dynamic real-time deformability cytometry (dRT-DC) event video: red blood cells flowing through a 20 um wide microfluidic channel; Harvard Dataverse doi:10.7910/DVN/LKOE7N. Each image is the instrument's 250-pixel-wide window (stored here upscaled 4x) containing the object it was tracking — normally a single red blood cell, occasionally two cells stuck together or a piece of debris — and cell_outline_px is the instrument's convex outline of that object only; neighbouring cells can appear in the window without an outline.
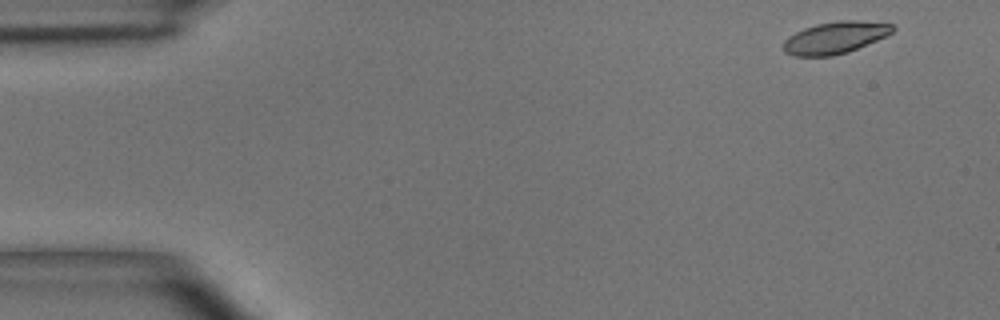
{"species": "common noctule bat (a hibernating species)", "species_latin": "Nyctalus noctula", "temperature_condition": "room temperature", "stored_images_in_passage": 4, "camera_frame_rate_fps": 3000, "um_per_image_px": 0.085, "animal": {"sex": "male", "body_mass_g": 15.6}, "frame": {"image": 1, "passage_image": 1, "time_ms": 0.0, "image_size_px": [1000, 320], "cell_outline_px": [[896, 28], [892, 32], [876, 40], [848, 52], [832, 56], [792, 56], [784, 52], [784, 40], [788, 36], [804, 28], [816, 24], [840, 20], [856, 20], [892, 24]], "centroid_in_image_um": [70.95, 3.2], "position_along_channel_um": 14.0, "area_um2": 20.23}}
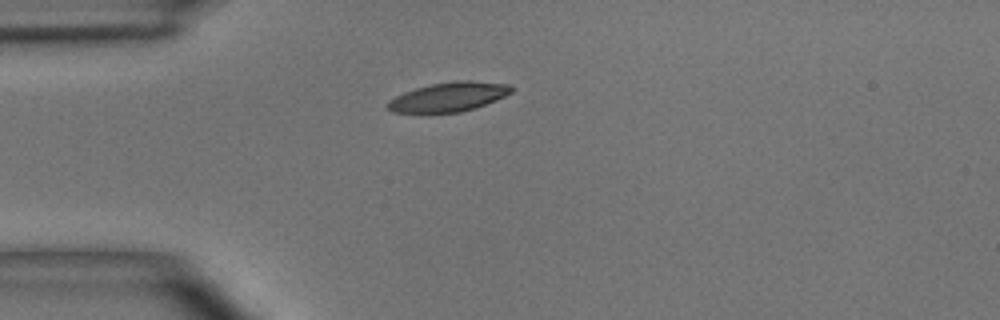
{"frame": {"image": 2, "passage_image": 3, "time_ms": 3.333, "image_size_px": [1000, 320], "cell_outline_px": [[516, 88], [512, 92], [496, 100], [476, 108], [460, 112], [392, 112], [384, 104], [388, 100], [404, 92], [416, 88], [432, 84], [456, 80], [468, 80], [508, 84]], "centroid_in_image_um": [38.15, 8.23], "position_along_channel_um": 46.8, "area_um2": 21.1}}